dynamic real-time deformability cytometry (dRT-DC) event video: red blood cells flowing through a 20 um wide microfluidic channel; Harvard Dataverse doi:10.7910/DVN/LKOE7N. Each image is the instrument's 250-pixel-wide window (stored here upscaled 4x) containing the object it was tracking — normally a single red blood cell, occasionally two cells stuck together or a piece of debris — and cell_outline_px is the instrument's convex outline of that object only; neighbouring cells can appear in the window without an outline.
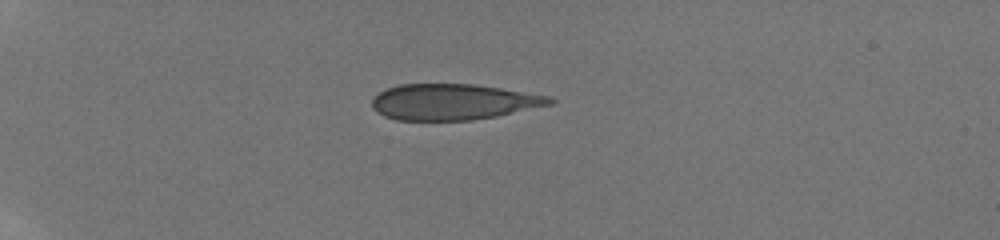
{"species": "human", "species_latin": "Homo sapiens", "temperature_condition": "room temperature", "stored_images_in_passage": 40, "camera_frame_rate_fps": 3000, "um_per_image_px": 0.085, "donor": {"sex": "male"}, "frame": {"image": 1, "passage_image": 1, "time_ms": 0.0, "image_size_px": [1000, 240], "cell_outline_px": [[556, 104], [496, 116], [472, 120], [396, 120], [384, 116], [376, 112], [372, 108], [372, 100], [380, 92], [388, 88], [400, 84], [472, 84], [500, 88], [552, 96], [556, 100]], "centroid_in_image_um": [38.58, 8.66], "position_along_channel_um": 46.4, "area_um2": 37.34}}
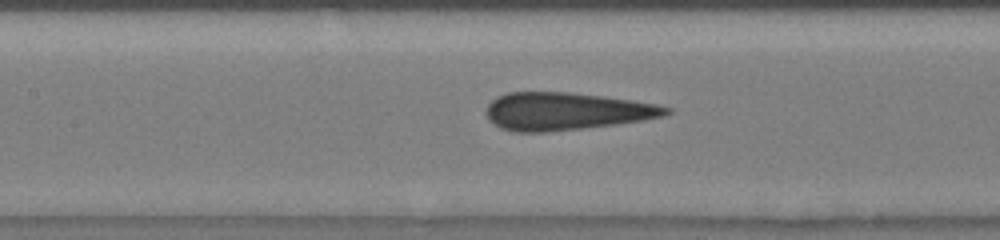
{"frame": {"image": 2, "passage_image": 14, "time_ms": 4.333, "image_size_px": [1000, 240], "cell_outline_px": [[672, 112], [664, 116], [644, 120], [616, 124], [544, 132], [512, 132], [500, 128], [488, 120], [484, 112], [488, 104], [496, 96], [508, 92], [568, 92], [604, 96], [632, 100], [656, 104], [672, 108]], "centroid_in_image_um": [48.09, 9.45], "position_along_channel_um": 159.3, "area_um2": 39.65}}
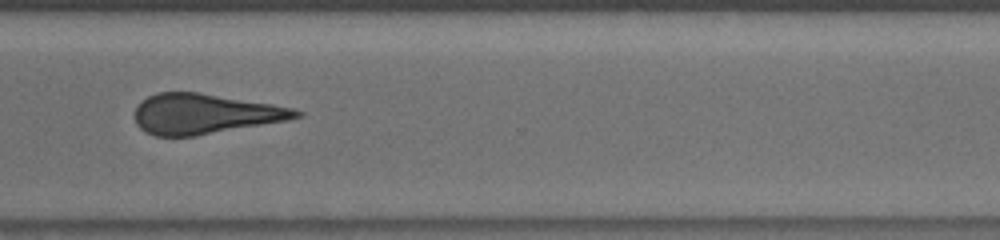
{"frame": {"image": 3, "passage_image": 29, "time_ms": 9.333, "image_size_px": [1000, 240], "cell_outline_px": [[304, 112], [300, 116], [288, 120], [196, 136], [156, 136], [144, 132], [136, 124], [136, 108], [148, 96], [156, 92], [200, 92], [272, 104], [292, 108]], "centroid_in_image_um": [17.4, 9.68], "position_along_channel_um": 353.2, "area_um2": 37.57}, "authors_computed_cell_mechanics": {"area_um2": 38.437, "velocity_mm_per_s": 3.8827, "shape_relaxation_time_tau1_ms": 9.8505, "shape_relaxation_time_tau2_ms": 1.414, "deformation_change_tau1": 0.1819, "deformation_change_tau2": 0.0642}}